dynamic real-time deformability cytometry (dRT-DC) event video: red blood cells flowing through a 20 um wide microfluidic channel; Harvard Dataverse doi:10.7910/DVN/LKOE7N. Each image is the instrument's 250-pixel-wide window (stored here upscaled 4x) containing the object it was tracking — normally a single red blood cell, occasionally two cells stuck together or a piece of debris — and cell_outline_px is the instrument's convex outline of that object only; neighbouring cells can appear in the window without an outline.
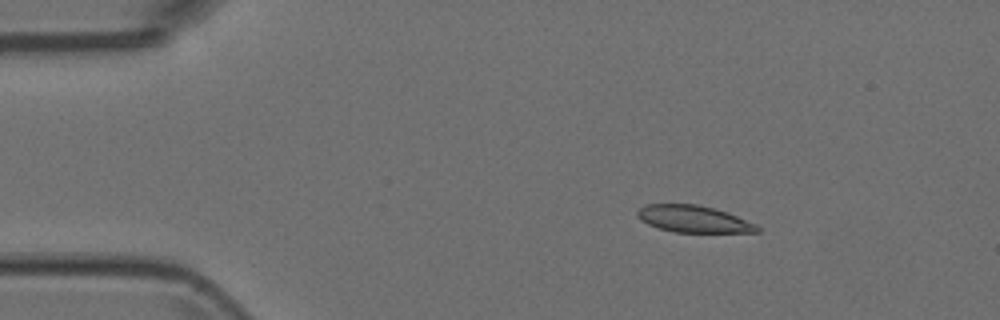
{"species": "Egyptian fruit bat (a non-hibernating species)", "species_latin": "Rousettus aegyptiacus", "temperature_condition": "room temperature", "stored_images_in_passage": 5, "camera_frame_rate_fps": 3000, "um_per_image_px": 0.085, "animal": {"sex": "female"}, "frame": {"image": 1, "passage_image": 3, "time_ms": 0.667, "image_size_px": [1000, 320], "cell_outline_px": [[760, 232], [676, 232], [660, 228], [648, 224], [640, 220], [636, 216], [636, 212], [640, 208], [648, 204], [696, 204], [712, 208], [736, 216], [756, 224], [760, 228]], "centroid_in_image_um": [58.92, 18.61], "position_along_channel_um": 26.1, "area_um2": 18.5}}
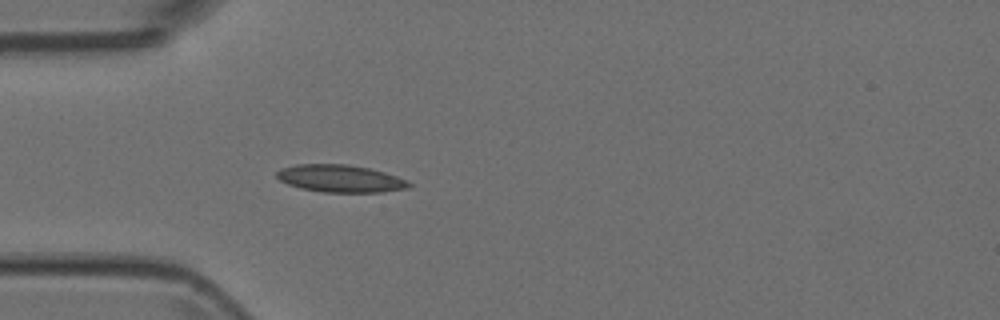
{"frame": {"image": 2, "passage_image": 5, "time_ms": 1.333, "image_size_px": [1000, 320], "cell_outline_px": [[412, 184], [408, 188], [380, 192], [324, 192], [300, 188], [288, 184], [280, 180], [276, 176], [276, 172], [280, 168], [296, 164], [348, 164], [368, 168], [384, 172], [408, 180]], "centroid_in_image_um": [28.91, 15.17], "position_along_channel_um": 56.1, "area_um2": 21.1}}